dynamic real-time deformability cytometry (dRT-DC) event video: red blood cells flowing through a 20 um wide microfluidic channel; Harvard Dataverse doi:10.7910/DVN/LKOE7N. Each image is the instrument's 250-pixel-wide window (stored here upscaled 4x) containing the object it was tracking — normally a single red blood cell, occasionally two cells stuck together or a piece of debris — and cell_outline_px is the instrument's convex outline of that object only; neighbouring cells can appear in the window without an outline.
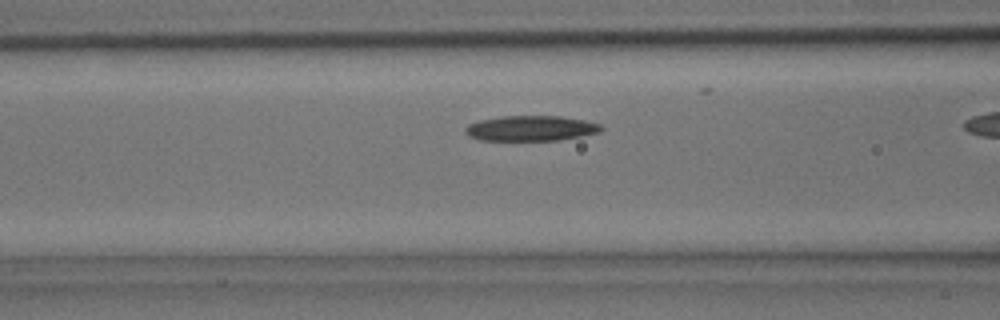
{"species": "common noctule bat (a hibernating species)", "species_latin": "Nyctalus noctula", "temperature_condition": "room temperature", "stored_images_in_passage": 19, "camera_frame_rate_fps": 3000, "um_per_image_px": 0.085, "animal": {"sex": "male", "body_mass_g": 15.6}, "frame": {"image": 1, "passage_image": 9, "time_ms": 2.667, "image_size_px": [1000, 320], "cell_outline_px": [[604, 128], [600, 132], [560, 140], [480, 140], [468, 136], [464, 132], [464, 128], [468, 124], [480, 120], [500, 116], [560, 116], [584, 120], [600, 124]], "centroid_in_image_um": [45.1, 10.9], "position_along_channel_um": 121.5, "area_um2": 20.06}}